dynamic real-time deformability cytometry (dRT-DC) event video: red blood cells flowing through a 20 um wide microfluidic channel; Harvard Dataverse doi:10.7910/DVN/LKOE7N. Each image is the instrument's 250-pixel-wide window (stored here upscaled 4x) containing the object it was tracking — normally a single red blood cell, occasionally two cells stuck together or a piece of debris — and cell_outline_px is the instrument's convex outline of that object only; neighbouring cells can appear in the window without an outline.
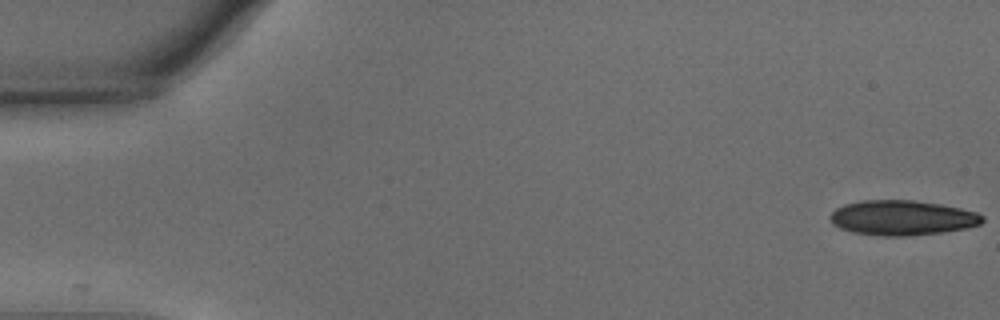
{"species": "common noctule bat (a hibernating species)", "species_latin": "Nyctalus noctula", "temperature_condition": "warm", "stored_images_in_passage": 21, "camera_frame_rate_fps": 3000, "um_per_image_px": 0.085, "animal": {"sex": "male", "body_mass_g": 15.6}, "frame": {"image": 1, "passage_image": 1, "time_ms": 0.0, "image_size_px": [1000, 320], "cell_outline_px": [[984, 220], [980, 224], [968, 228], [940, 232], [908, 236], [880, 236], [852, 232], [840, 228], [832, 224], [828, 216], [836, 208], [844, 204], [860, 200], [916, 200], [940, 204], [960, 208], [976, 212], [984, 216]], "centroid_in_image_um": [76.66, 18.51], "position_along_channel_um": 8.3, "area_um2": 31.21}}
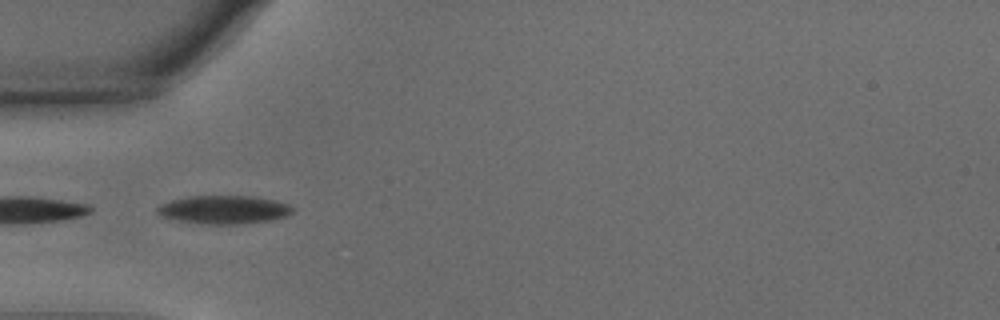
{"frame": {"image": 2, "passage_image": 18, "time_ms": 5.667, "image_size_px": [1000, 320], "cell_outline_px": [[292, 212], [288, 216], [272, 220], [244, 224], [204, 224], [176, 220], [160, 216], [156, 212], [156, 208], [160, 204], [172, 200], [188, 196], [256, 196], [288, 204], [292, 208]], "centroid_in_image_um": [19.01, 17.83], "position_along_channel_um": 66.0, "area_um2": 22.48}}